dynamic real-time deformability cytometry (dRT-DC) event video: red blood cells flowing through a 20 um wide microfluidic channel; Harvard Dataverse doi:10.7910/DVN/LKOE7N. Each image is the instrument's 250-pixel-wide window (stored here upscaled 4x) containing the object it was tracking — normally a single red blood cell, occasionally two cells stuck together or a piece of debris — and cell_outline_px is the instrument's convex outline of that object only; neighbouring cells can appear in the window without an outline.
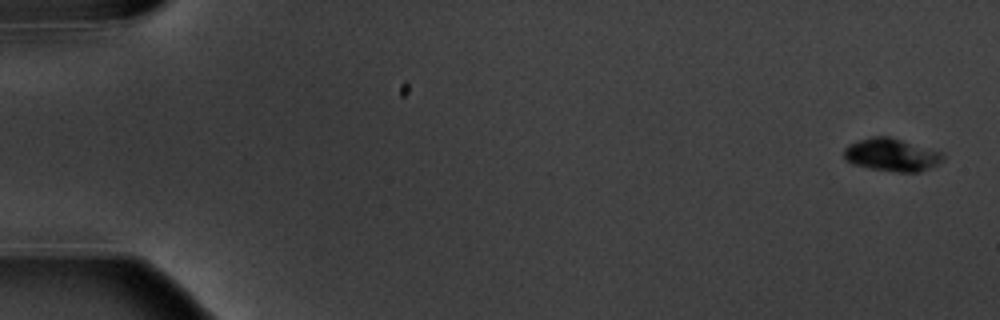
{"species": "common noctule bat (a hibernating species)", "species_latin": "Nyctalus noctula", "temperature_condition": "warm", "stored_images_in_passage": 10, "camera_frame_rate_fps": 3000, "um_per_image_px": 0.085, "animal": {"sex": "male", "body_mass_g": 20.1, "forearm_length_mm": 53.5}, "frame": {"image": 1, "passage_image": 1, "time_ms": 0.0, "image_size_px": [1000, 320], "cell_outline_px": [[944, 160], [920, 172], [900, 172], [872, 168], [852, 164], [844, 156], [844, 148], [848, 144], [872, 136], [888, 136], [944, 152]], "centroid_in_image_um": [75.81, 13.15], "position_along_channel_um": 9.2, "area_um2": 18.79}}